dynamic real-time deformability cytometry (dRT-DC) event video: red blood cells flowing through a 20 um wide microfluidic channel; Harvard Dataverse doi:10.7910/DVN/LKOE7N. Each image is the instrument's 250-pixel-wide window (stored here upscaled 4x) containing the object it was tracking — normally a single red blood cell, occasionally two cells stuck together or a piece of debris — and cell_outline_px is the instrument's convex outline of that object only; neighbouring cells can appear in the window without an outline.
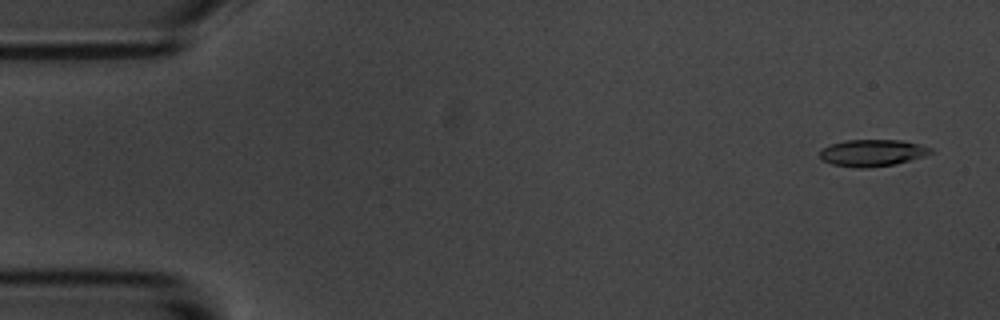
{"species": "common noctule bat (a hibernating species)", "species_latin": "Nyctalus noctula", "temperature_condition": "room temperature", "stored_images_in_passage": 4, "camera_frame_rate_fps": 3000, "um_per_image_px": 0.085, "animal": {"sex": "male", "body_mass_g": 20.1, "forearm_length_mm": 53.5}, "frame": {"image": 1, "passage_image": 1, "time_ms": 0.0, "image_size_px": [1000, 320], "cell_outline_px": [[932, 152], [924, 156], [892, 164], [868, 168], [856, 168], [832, 164], [820, 160], [820, 148], [844, 140], [900, 140], [920, 144], [932, 148]], "centroid_in_image_um": [74.1, 12.99], "position_along_channel_um": 10.9, "area_um2": 17.28}}